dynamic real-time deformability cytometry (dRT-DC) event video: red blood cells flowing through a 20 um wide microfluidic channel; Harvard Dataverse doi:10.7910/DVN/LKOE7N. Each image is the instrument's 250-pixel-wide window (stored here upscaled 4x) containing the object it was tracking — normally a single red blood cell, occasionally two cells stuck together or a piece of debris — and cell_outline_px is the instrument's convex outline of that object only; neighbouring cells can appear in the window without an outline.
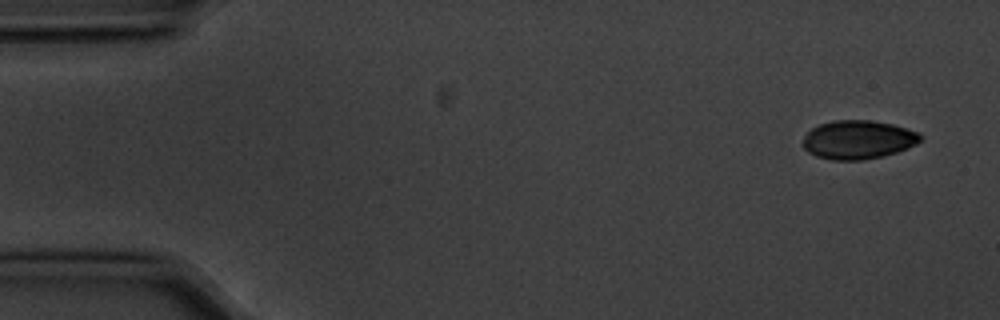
{"species": "common noctule bat (a hibernating species)", "species_latin": "Nyctalus noctula", "temperature_condition": "cold", "stored_images_in_passage": 4, "camera_frame_rate_fps": 3000, "um_per_image_px": 0.085, "animal": {"sex": "male", "body_mass_g": 20.1, "forearm_length_mm": 53.5}, "frame": {"image": 1, "passage_image": 1, "time_ms": 0.0, "image_size_px": [1000, 320], "cell_outline_px": [[924, 136], [916, 144], [908, 148], [896, 152], [864, 160], [832, 160], [816, 156], [808, 152], [804, 148], [804, 136], [812, 128], [820, 124], [832, 120], [872, 120], [892, 124], [908, 128], [920, 132]], "centroid_in_image_um": [72.97, 11.86], "position_along_channel_um": 12.0, "area_um2": 26.59}}
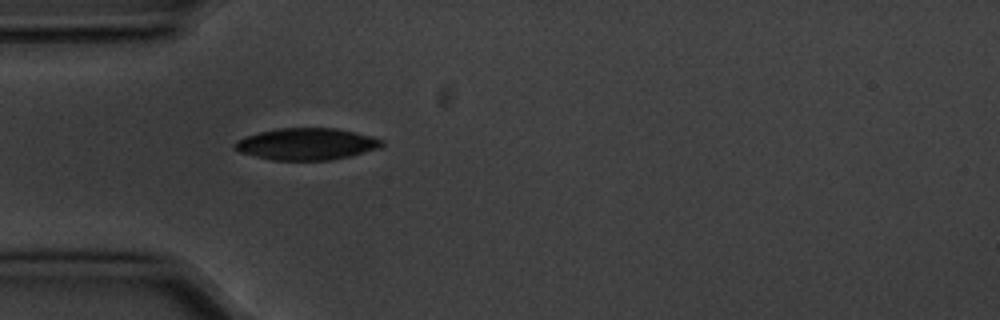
{"frame": {"image": 2, "passage_image": 4, "time_ms": 1.0, "image_size_px": [1000, 320], "cell_outline_px": [[384, 144], [380, 148], [348, 156], [328, 160], [272, 160], [240, 152], [232, 148], [232, 144], [236, 140], [260, 132], [280, 128], [336, 128], [372, 136], [384, 140]], "centroid_in_image_um": [26.05, 12.24], "position_along_channel_um": 58.9, "area_um2": 27.11}}